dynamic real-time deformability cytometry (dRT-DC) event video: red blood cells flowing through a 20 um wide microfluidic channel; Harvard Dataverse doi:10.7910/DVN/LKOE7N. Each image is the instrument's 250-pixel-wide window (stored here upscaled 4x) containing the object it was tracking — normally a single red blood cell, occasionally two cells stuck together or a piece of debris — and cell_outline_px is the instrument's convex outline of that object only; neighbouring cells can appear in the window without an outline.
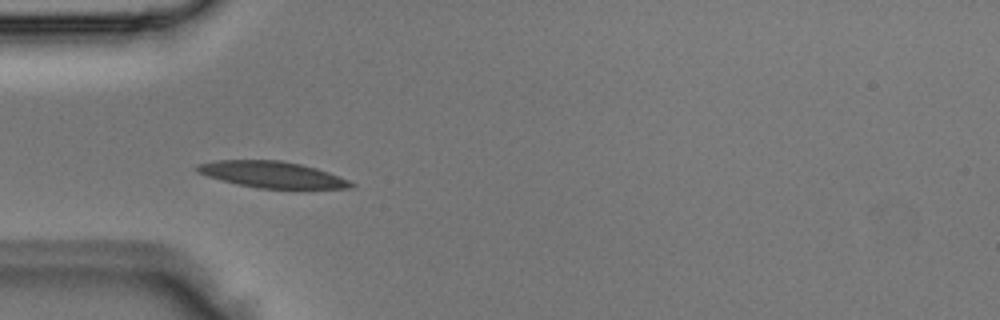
{"species": "Egyptian fruit bat (a non-hibernating species)", "species_latin": "Rousettus aegyptiacus", "temperature_condition": "room temperature", "stored_images_in_passage": 3, "camera_frame_rate_fps": 3000, "um_per_image_px": 0.085, "animal": {"sex": "male"}, "frame": {"image": 1, "passage_image": 3, "time_ms": 0.667, "image_size_px": [1000, 320], "cell_outline_px": [[356, 184], [352, 188], [260, 188], [240, 184], [208, 176], [196, 172], [196, 164], [220, 160], [280, 160], [300, 164], [316, 168], [328, 172], [348, 180]], "centroid_in_image_um": [23.13, 14.83], "position_along_channel_um": 61.9, "area_um2": 23.18}}